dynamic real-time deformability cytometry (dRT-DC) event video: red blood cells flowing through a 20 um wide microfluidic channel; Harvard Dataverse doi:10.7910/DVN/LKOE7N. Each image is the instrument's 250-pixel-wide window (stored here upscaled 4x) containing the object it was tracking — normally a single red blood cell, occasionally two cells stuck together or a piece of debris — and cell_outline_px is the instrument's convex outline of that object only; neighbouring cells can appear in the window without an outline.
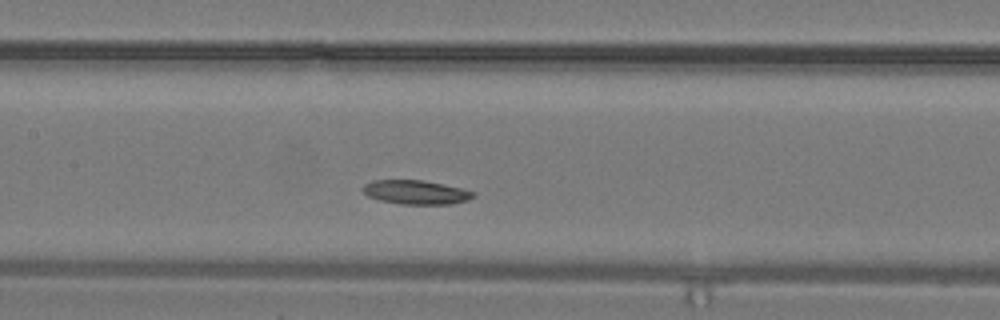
{"species": "common noctule bat (a hibernating species)", "species_latin": "Nyctalus noctula", "temperature_condition": "warm", "stored_images_in_passage": 30, "camera_frame_rate_fps": 3000, "um_per_image_px": 0.085, "animal": {"sex": "male", "body_mass_g": 19.2, "forearm_length_mm": 51.8}, "frame": {"image": 1, "passage_image": 13, "time_ms": 4.0, "image_size_px": [1000, 320], "cell_outline_px": [[476, 196], [468, 200], [452, 204], [400, 204], [380, 200], [368, 196], [364, 192], [364, 184], [372, 180], [424, 180], [460, 188], [476, 192]], "centroid_in_image_um": [35.38, 16.34], "position_along_channel_um": 172.0, "area_um2": 15.43}}
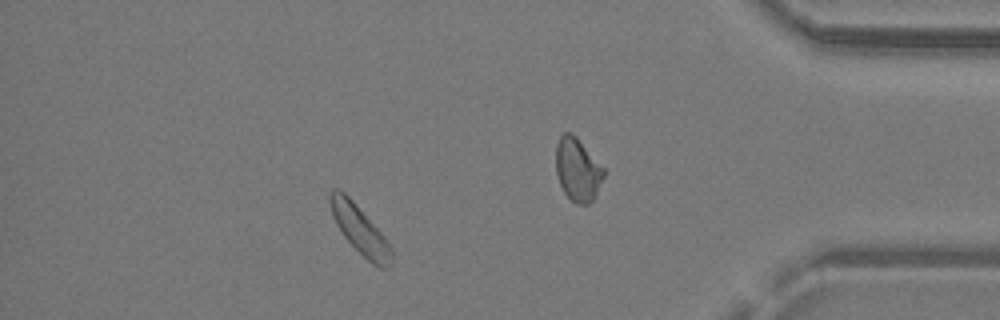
{"frame": {"image": 2, "passage_image": 26, "time_ms": 8.333, "image_size_px": [1000, 320], "cell_outline_px": [[392, 264], [388, 268], [380, 268], [372, 264], [344, 236], [336, 224], [332, 216], [328, 200], [328, 196], [332, 188], [340, 188], [352, 200], [384, 236], [392, 248]], "centroid_in_image_um": [30.57, 19.51], "position_along_channel_um": 404.6, "area_um2": 17.17}}